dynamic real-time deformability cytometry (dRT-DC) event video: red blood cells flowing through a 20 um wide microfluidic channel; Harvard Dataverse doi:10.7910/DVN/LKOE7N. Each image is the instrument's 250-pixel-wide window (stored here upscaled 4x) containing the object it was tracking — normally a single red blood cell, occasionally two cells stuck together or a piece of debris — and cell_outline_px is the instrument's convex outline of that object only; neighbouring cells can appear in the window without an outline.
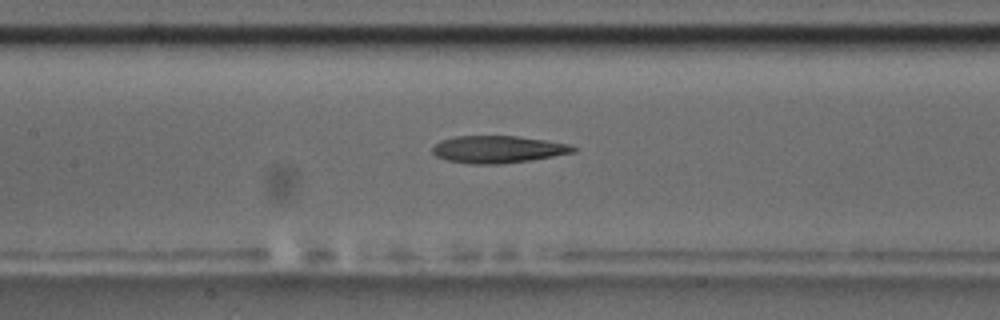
{"species": "common noctule bat (a hibernating species)", "species_latin": "Nyctalus noctula", "temperature_condition": "room temperature", "stored_images_in_passage": 40, "camera_frame_rate_fps": 3000, "um_per_image_px": 0.085, "animal": {"sex": "male", "body_mass_g": 17.5, "forearm_length_mm": 52.3}, "frame": {"image": 1, "passage_image": 11, "time_ms": 3.333, "image_size_px": [1000, 320], "cell_outline_px": [[576, 152], [532, 160], [500, 164], [472, 164], [448, 160], [436, 156], [432, 152], [432, 148], [440, 140], [452, 136], [516, 136], [544, 140], [568, 144], [576, 148]], "centroid_in_image_um": [42.31, 12.69], "position_along_channel_um": 165.1, "area_um2": 22.31}}
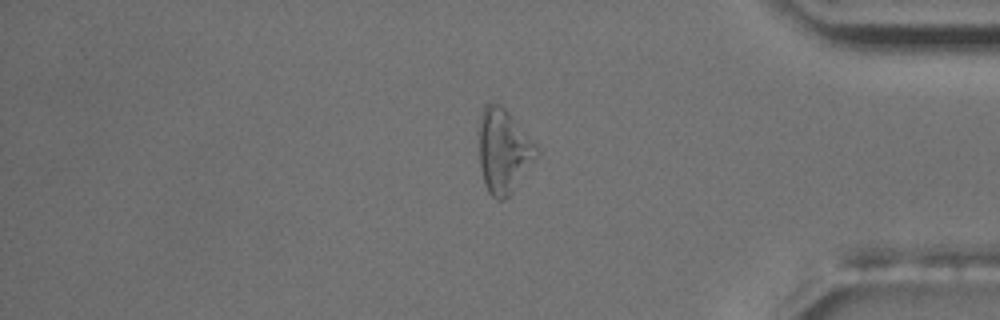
{"frame": {"image": 2, "passage_image": 31, "time_ms": 10.0, "image_size_px": [1000, 320], "cell_outline_px": [[540, 152], [536, 160], [516, 188], [504, 200], [496, 200], [488, 192], [484, 184], [480, 168], [476, 132], [480, 112], [484, 104], [492, 100], [500, 104], [508, 112], [536, 144]], "centroid_in_image_um": [42.76, 12.8], "position_along_channel_um": 392.4, "area_um2": 29.36}, "authors_computed_cell_mechanics": {"area_um2": 23.3801, "velocity_mm_per_s": 3.7746, "shape_relaxation_time_tau1_ms": 10.713, "shape_relaxation_time_tau2_ms": 4.1927, "deformation_change_tau1": 0.2999, "deformation_change_tau2": 0.1768}}